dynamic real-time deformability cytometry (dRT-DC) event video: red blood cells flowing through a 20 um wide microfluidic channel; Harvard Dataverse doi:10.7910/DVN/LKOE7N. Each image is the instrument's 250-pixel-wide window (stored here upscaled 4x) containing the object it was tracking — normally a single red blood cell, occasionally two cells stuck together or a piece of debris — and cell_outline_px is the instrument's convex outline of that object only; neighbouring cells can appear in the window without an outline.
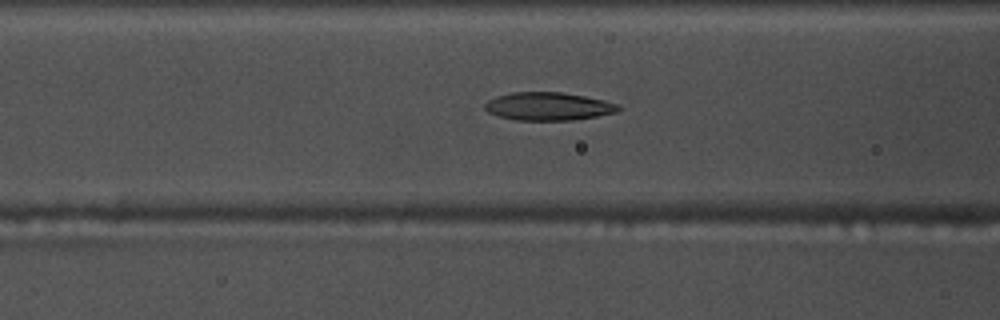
{"species": "common noctule bat (a hibernating species)", "species_latin": "Nyctalus noctula", "temperature_condition": "warm", "stored_images_in_passage": 51, "camera_frame_rate_fps": 3000, "um_per_image_px": 0.085, "animal": {"sex": "male", "body_mass_g": 17.5, "forearm_length_mm": 52.3}, "frame": {"image": 1, "passage_image": 18, "time_ms": 5.667, "image_size_px": [1000, 320], "cell_outline_px": [[620, 108], [616, 112], [596, 116], [572, 120], [516, 120], [500, 116], [488, 112], [484, 108], [484, 104], [488, 100], [496, 96], [512, 92], [560, 92], [584, 96], [604, 100], [620, 104]], "centroid_in_image_um": [46.6, 9.03], "position_along_channel_um": 120.0, "area_um2": 21.73}}
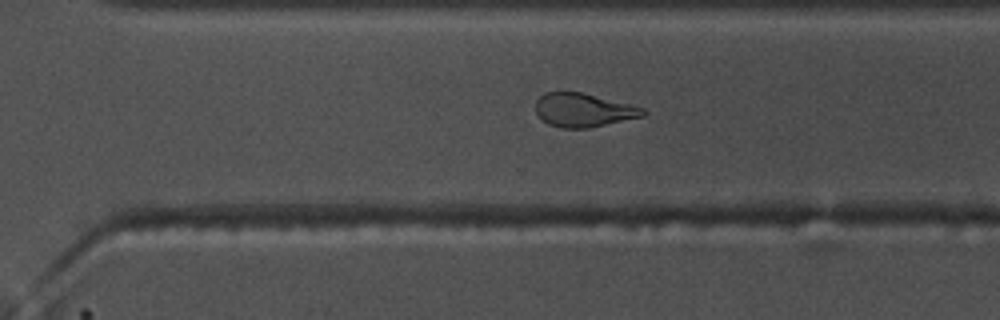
{"frame": {"image": 2, "passage_image": 34, "time_ms": 11.0, "image_size_px": [1000, 320], "cell_outline_px": [[648, 112], [644, 116], [588, 128], [564, 128], [548, 124], [536, 112], [536, 100], [544, 92], [580, 92], [632, 104], [644, 108]], "centroid_in_image_um": [49.62, 9.35], "position_along_channel_um": 321.0, "area_um2": 20.98}}
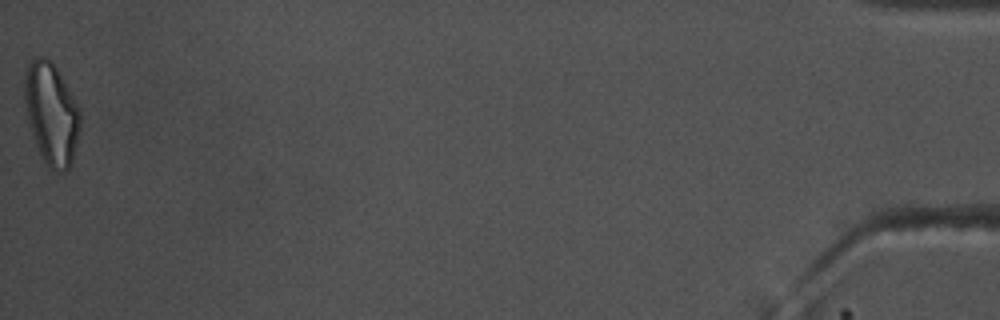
{"frame": {"image": 3, "passage_image": 51, "time_ms": 16.667, "image_size_px": [1000, 320], "cell_outline_px": [[80, 132], [72, 164], [68, 172], [56, 172], [48, 168], [36, 144], [28, 120], [24, 100], [24, 76], [28, 64], [36, 56], [44, 56], [56, 68], [80, 108]], "centroid_in_image_um": [4.38, 9.71], "position_along_channel_um": 430.8, "area_um2": 33.12}, "authors_computed_cell_mechanics": {"area_um2": 22.3686, "velocity_mm_per_s": 3.782, "shape_relaxation_time_tau1_ms": 10.243, "shape_relaxation_time_tau2_ms": 2.2009, "deformation_change_tau1": 0.2783, "deformation_change_tau2": 0.0982}}